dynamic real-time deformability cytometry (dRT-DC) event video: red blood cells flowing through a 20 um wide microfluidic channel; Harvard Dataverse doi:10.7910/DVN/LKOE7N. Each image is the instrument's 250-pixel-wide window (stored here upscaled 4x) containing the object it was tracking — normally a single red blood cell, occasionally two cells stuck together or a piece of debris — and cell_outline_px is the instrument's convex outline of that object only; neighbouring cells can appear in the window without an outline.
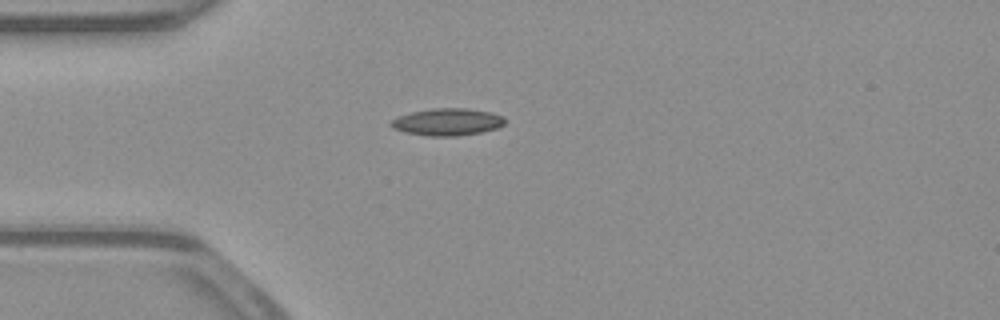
{"species": "common noctule bat (a hibernating species)", "species_latin": "Nyctalus noctula", "temperature_condition": "warm", "stored_images_in_passage": 39, "camera_frame_rate_fps": 3000, "um_per_image_px": 0.085, "animal": {"sex": "male", "body_mass_g": 23.1, "forearm_length_mm": 52.7}, "frame": {"image": 1, "passage_image": 1, "time_ms": 0.0, "image_size_px": [1000, 320], "cell_outline_px": [[504, 124], [496, 128], [480, 132], [456, 136], [428, 136], [404, 132], [392, 128], [388, 124], [392, 120], [400, 116], [412, 112], [432, 108], [468, 108], [492, 112], [504, 116]], "centroid_in_image_um": [38.02, 10.36], "position_along_channel_um": 47.0, "area_um2": 18.03}}
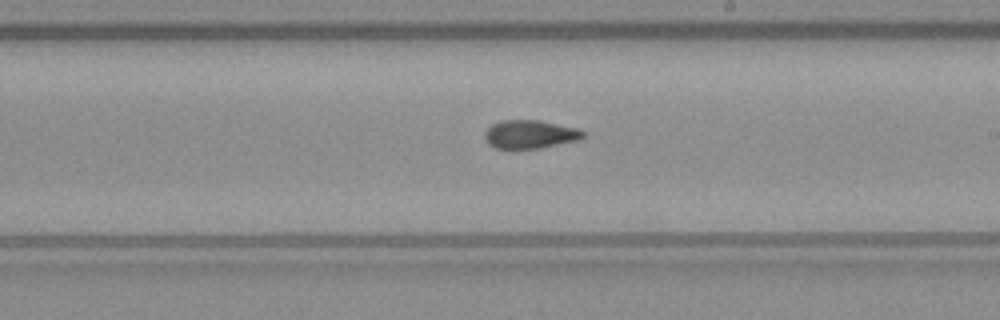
{"frame": {"image": 2, "passage_image": 17, "time_ms": 5.333, "image_size_px": [1000, 320], "cell_outline_px": [[584, 136], [576, 140], [540, 148], [496, 148], [488, 144], [484, 140], [484, 132], [492, 124], [500, 120], [540, 120], [580, 128], [584, 132]], "centroid_in_image_um": [45.02, 11.4], "position_along_channel_um": 244.0, "area_um2": 16.3}}
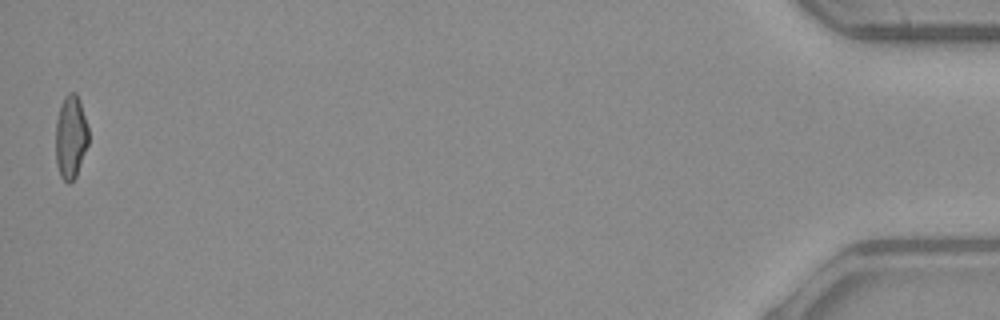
{"frame": {"image": 3, "passage_image": 39, "time_ms": 12.667, "image_size_px": [1000, 320], "cell_outline_px": [[88, 144], [76, 176], [68, 184], [60, 176], [56, 164], [56, 120], [64, 96], [68, 92], [76, 92], [80, 100], [88, 128]], "centroid_in_image_um": [6.01, 11.63], "position_along_channel_um": 429.2, "area_um2": 15.95}, "authors_computed_cell_mechanics": {"area_um2": 16.5886, "velocity_mm_per_s": 3.9456, "shape_relaxation_time_tau1_ms": null, "shape_relaxation_time_tau2_ms": 2.1752, "deformation_change_tau1": null, "deformation_change_tau2": 0.0877}}